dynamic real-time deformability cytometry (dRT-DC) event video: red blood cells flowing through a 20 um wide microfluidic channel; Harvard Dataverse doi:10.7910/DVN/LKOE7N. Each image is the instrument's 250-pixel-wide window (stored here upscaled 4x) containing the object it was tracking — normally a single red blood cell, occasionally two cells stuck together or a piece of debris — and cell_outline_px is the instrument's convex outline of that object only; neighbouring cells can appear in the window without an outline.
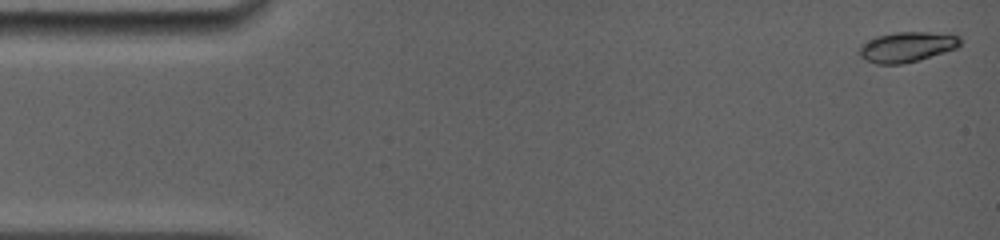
{"species": "common noctule bat (a hibernating species)", "species_latin": "Nyctalus noctula", "temperature_condition": "room temperature", "stored_images_in_passage": 32, "camera_frame_rate_fps": 5000, "um_per_image_px": 0.085, "animal": {"sex": "female", "body_mass_g": 19.0, "forearm_length_mm": 56.7}, "frame": {"image": 1, "passage_image": 1, "time_ms": 0.0, "image_size_px": [1000, 240], "cell_outline_px": [[960, 44], [956, 48], [920, 60], [900, 64], [876, 64], [864, 60], [860, 56], [860, 44], [876, 36], [896, 32], [928, 32], [960, 36]], "centroid_in_image_um": [77.05, 3.99], "position_along_channel_um": 8.0, "area_um2": 17.69}}
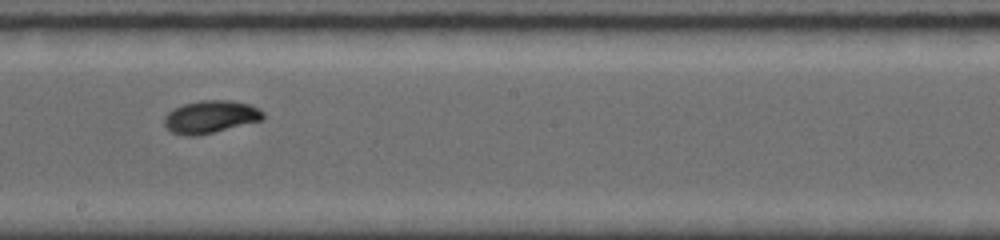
{"frame": {"image": 2, "passage_image": 18, "time_ms": 8.8, "image_size_px": [1000, 240], "cell_outline_px": [[264, 120], [196, 136], [188, 136], [172, 132], [164, 124], [164, 116], [168, 112], [184, 104], [200, 100], [228, 100], [248, 104], [260, 108], [264, 112]], "centroid_in_image_um": [17.92, 9.93], "position_along_channel_um": 230.3, "area_um2": 18.73}}
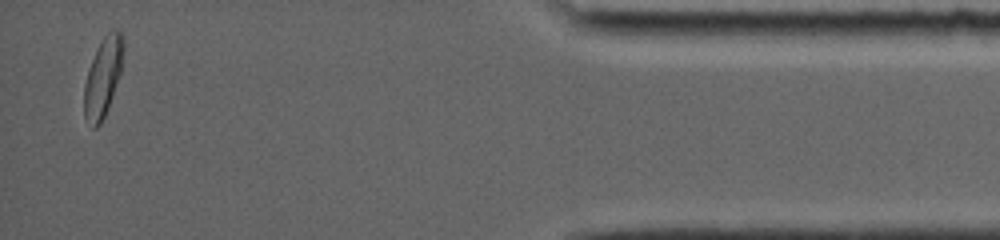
{"frame": {"image": 3, "passage_image": 31, "time_ms": 15.2, "image_size_px": [1000, 240], "cell_outline_px": [[124, 52], [120, 72], [108, 108], [100, 124], [96, 128], [92, 128], [84, 116], [84, 84], [88, 68], [96, 48], [104, 36], [112, 28], [120, 32], [124, 40]], "centroid_in_image_um": [8.74, 6.53], "position_along_channel_um": 426.5, "area_um2": 18.09}, "authors_computed_cell_mechanics": {"area_um2": 18.1203, "velocity_mm_per_s": 3.9187, "shape_relaxation_time_tau1_ms": 4.6315, "shape_relaxation_time_tau2_ms": null, "deformation_change_tau1": 0.1574, "deformation_change_tau2": null}}